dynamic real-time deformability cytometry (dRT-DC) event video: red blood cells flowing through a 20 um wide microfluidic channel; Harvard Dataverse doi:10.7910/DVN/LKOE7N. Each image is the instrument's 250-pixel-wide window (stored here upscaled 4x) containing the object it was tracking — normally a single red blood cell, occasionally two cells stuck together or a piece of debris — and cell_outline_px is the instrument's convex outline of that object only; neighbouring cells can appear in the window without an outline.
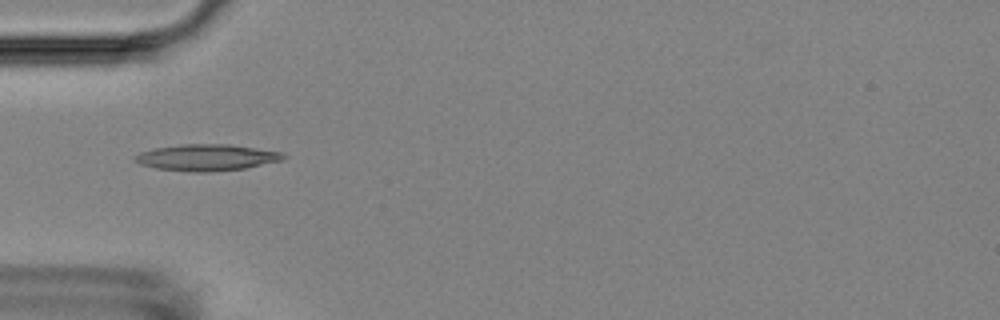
{"species": "Egyptian fruit bat (a non-hibernating species)", "species_latin": "Rousettus aegyptiacus", "temperature_condition": "room temperature", "stored_images_in_passage": 44, "camera_frame_rate_fps": 3000, "um_per_image_px": 0.085, "animal": {"sex": "female"}, "frame": {"image": 1, "passage_image": 6, "time_ms": 1.667, "image_size_px": [1000, 320], "cell_outline_px": [[288, 156], [284, 160], [244, 168], [208, 172], [196, 172], [156, 168], [140, 164], [132, 160], [132, 156], [140, 152], [156, 148], [184, 144], [228, 144], [284, 152]], "centroid_in_image_um": [17.58, 13.38], "position_along_channel_um": 67.4, "area_um2": 22.89}}
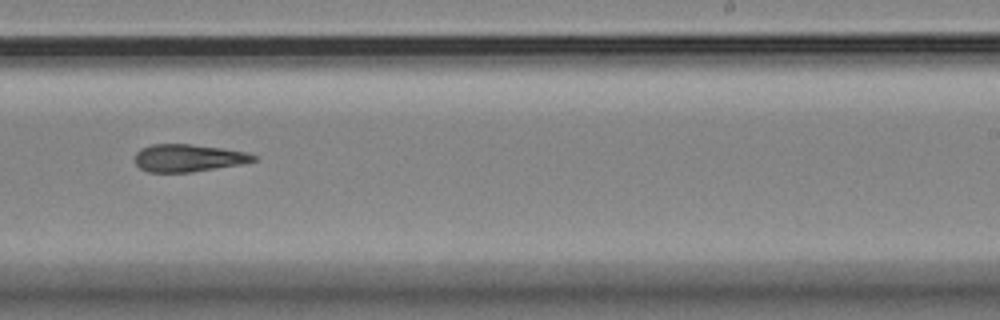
{"frame": {"image": 2, "passage_image": 23, "time_ms": 7.333, "image_size_px": [1000, 320], "cell_outline_px": [[256, 160], [240, 164], [192, 172], [148, 172], [140, 168], [136, 164], [136, 152], [140, 148], [152, 144], [192, 144], [220, 148], [244, 152], [256, 156]], "centroid_in_image_um": [15.95, 13.42], "position_along_channel_um": 273.0, "area_um2": 18.79}}
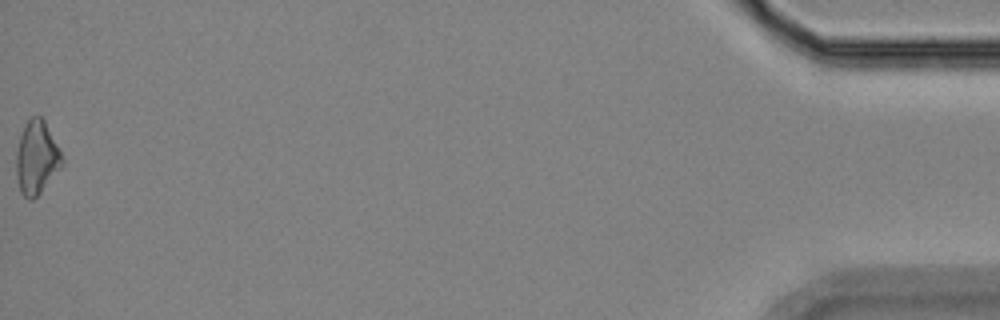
{"frame": {"image": 3, "passage_image": 44, "time_ms": 14.333, "image_size_px": [1000, 320], "cell_outline_px": [[64, 164], [40, 192], [32, 200], [28, 200], [20, 192], [16, 172], [16, 152], [20, 136], [24, 124], [32, 116], [40, 116], [44, 120], [64, 160]], "centroid_in_image_um": [3.1, 13.41], "position_along_channel_um": 432.1, "area_um2": 19.36}}